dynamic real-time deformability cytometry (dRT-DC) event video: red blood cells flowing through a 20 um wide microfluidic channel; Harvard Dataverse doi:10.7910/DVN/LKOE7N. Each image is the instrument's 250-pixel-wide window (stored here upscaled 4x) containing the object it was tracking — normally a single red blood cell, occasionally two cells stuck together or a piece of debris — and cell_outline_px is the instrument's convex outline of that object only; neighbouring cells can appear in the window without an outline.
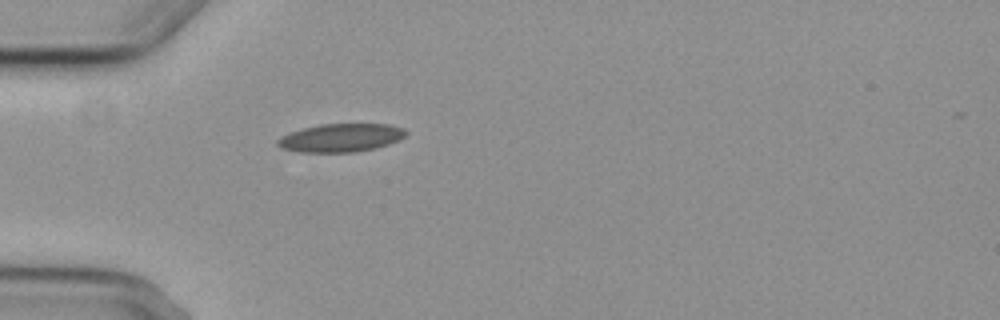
{"species": "common noctule bat (a hibernating species)", "species_latin": "Nyctalus noctula", "temperature_condition": "cold", "stored_images_in_passage": 1, "camera_frame_rate_fps": 3000, "um_per_image_px": 0.085, "animal": {"sex": "female", "body_mass_g": 29.2, "forearm_length_mm": 56.3}, "frame": {"image": 1, "passage_image": 1, "time_ms": 0.0, "image_size_px": [1000, 320], "cell_outline_px": [[408, 132], [400, 140], [376, 148], [356, 152], [300, 152], [280, 148], [276, 144], [276, 140], [280, 136], [288, 132], [320, 124], [388, 124], [404, 128]], "centroid_in_image_um": [28.95, 11.71], "position_along_channel_um": 56.0, "area_um2": 21.33}}